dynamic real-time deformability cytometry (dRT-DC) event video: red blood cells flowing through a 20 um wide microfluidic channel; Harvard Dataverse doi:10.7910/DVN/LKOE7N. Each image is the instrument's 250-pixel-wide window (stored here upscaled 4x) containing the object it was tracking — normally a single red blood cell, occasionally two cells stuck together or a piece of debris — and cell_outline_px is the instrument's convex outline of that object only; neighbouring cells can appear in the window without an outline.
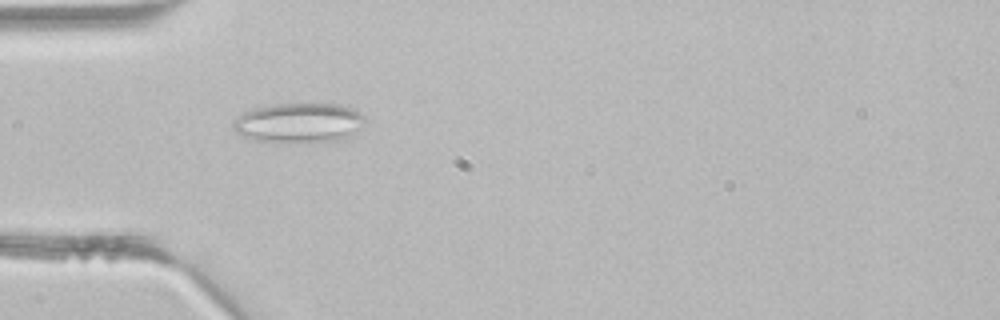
{"species": "common noctule bat (a hibernating species)", "species_latin": "Nyctalus noctula", "temperature_condition": "room temperature", "stored_images_in_passage": 36, "camera_frame_rate_fps": 3000, "um_per_image_px": 0.085, "animal": {"sex": "male", "body_mass_g": 21.5, "forearm_length_mm": 52.0}, "frame": {"image": 1, "passage_image": 6, "time_ms": 1.667, "image_size_px": [1000, 320], "cell_outline_px": [[368, 120], [356, 136], [348, 140], [256, 140], [244, 136], [236, 132], [232, 128], [232, 124], [244, 112], [256, 108], [276, 104], [336, 104], [352, 108], [360, 112]], "centroid_in_image_um": [25.54, 10.42], "position_along_channel_um": 59.5, "area_um2": 30.11}}